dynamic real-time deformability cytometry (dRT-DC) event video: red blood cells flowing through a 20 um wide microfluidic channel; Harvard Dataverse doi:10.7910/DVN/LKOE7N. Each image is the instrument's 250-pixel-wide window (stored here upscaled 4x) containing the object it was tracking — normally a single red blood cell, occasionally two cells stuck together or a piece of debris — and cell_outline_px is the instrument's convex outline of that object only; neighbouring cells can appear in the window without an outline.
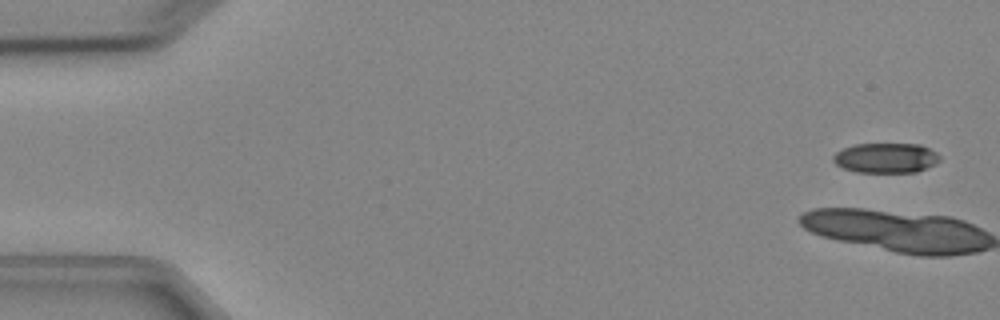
{"species": "Egyptian fruit bat (a non-hibernating species)", "species_latin": "Rousettus aegyptiacus", "temperature_condition": "cold", "stored_images_in_passage": 6, "camera_frame_rate_fps": 3000, "um_per_image_px": 0.085, "animal": {"sex": "female"}, "frame": {"image": 1, "passage_image": 1, "time_ms": 0.0, "image_size_px": [1000, 320], "cell_outline_px": [[940, 160], [936, 164], [916, 172], [856, 172], [844, 168], [836, 164], [832, 160], [832, 156], [840, 148], [856, 144], [920, 144], [936, 152], [940, 156]], "centroid_in_image_um": [75.29, 13.42], "position_along_channel_um": 9.7, "area_um2": 18.73}}